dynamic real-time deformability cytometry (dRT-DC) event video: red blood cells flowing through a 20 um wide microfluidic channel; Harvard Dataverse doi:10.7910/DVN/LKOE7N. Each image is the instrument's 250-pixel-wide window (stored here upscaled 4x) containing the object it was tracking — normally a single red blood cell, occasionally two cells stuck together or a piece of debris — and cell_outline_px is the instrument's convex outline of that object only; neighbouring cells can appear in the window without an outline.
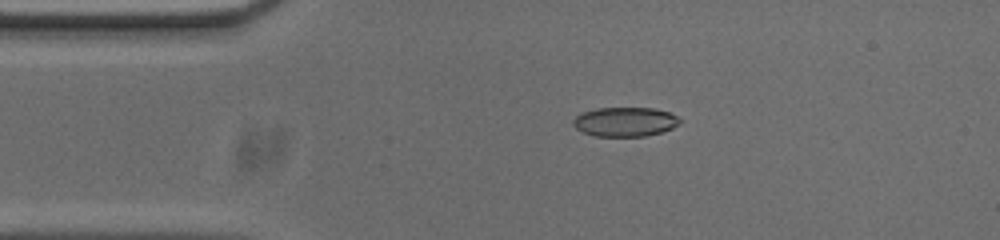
{"species": "common noctule bat (a hibernating species)", "species_latin": "Nyctalus noctula", "temperature_condition": "cold", "stored_images_in_passage": 45, "camera_frame_rate_fps": 3000, "um_per_image_px": 0.085, "animal": {"sex": "male", "body_mass_g": 20.0, "forearm_length_mm": 53.3}, "frame": {"image": 1, "passage_image": 1, "time_ms": 0.0, "image_size_px": [1000, 240], "cell_outline_px": [[680, 124], [672, 128], [660, 132], [644, 136], [596, 136], [584, 132], [576, 128], [572, 124], [572, 120], [576, 116], [584, 112], [596, 108], [652, 108], [668, 112], [676, 116], [680, 120]], "centroid_in_image_um": [53.11, 10.35], "position_along_channel_um": 31.9, "area_um2": 18.03}}
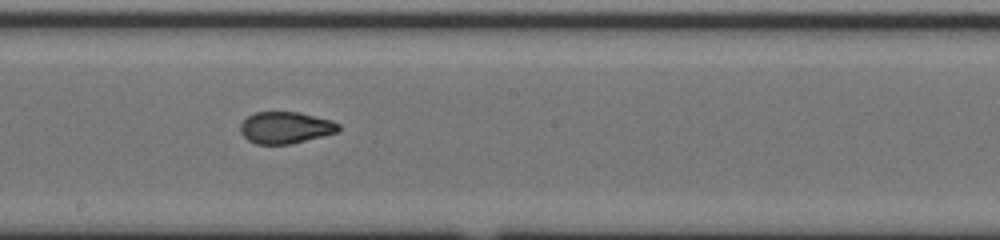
{"frame": {"image": 2, "passage_image": 19, "time_ms": 6.0, "image_size_px": [1000, 240], "cell_outline_px": [[340, 132], [288, 144], [256, 144], [248, 140], [240, 132], [240, 124], [248, 116], [256, 112], [300, 112], [332, 120], [340, 124]], "centroid_in_image_um": [24.29, 10.84], "position_along_channel_um": 223.9, "area_um2": 18.21}}
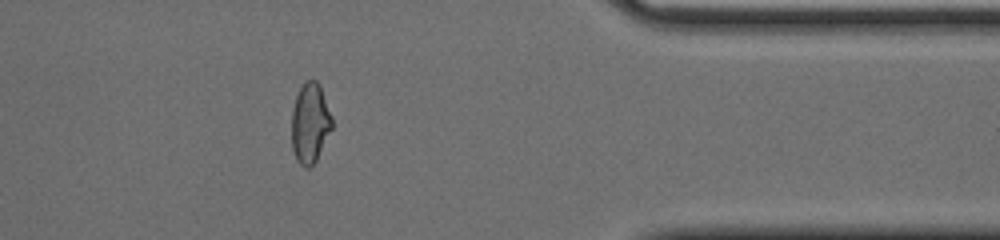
{"frame": {"image": 3, "passage_image": 34, "time_ms": 11.0, "image_size_px": [1000, 240], "cell_outline_px": [[332, 128], [316, 160], [308, 168], [304, 168], [296, 160], [292, 148], [292, 108], [296, 96], [300, 88], [308, 80], [316, 80], [320, 84], [332, 116]], "centroid_in_image_um": [26.35, 10.47], "position_along_channel_um": 385.0, "area_um2": 18.79}, "authors_computed_cell_mechanics": {"area_um2": 18.8428, "velocity_mm_per_s": 3.7196, "shape_relaxation_time_tau1_ms": null, "shape_relaxation_time_tau2_ms": 1.3848, "deformation_change_tau1": null, "deformation_change_tau2": 0.0637}}